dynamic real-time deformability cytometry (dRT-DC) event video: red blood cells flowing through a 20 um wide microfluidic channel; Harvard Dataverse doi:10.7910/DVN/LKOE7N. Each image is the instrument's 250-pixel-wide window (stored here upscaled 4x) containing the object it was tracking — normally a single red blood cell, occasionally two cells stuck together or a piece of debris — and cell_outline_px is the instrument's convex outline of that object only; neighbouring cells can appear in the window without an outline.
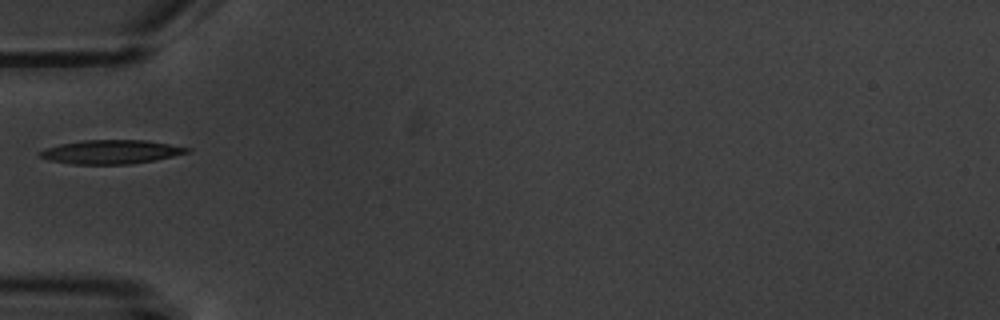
{"species": "common noctule bat (a hibernating species)", "species_latin": "Nyctalus noctula", "temperature_condition": "warm", "stored_images_in_passage": 8, "camera_frame_rate_fps": 3000, "um_per_image_px": 0.085, "animal": {"sex": "male", "body_mass_g": 20.1, "forearm_length_mm": 53.5}, "frame": {"image": 1, "passage_image": 6, "time_ms": 7.0, "image_size_px": [1000, 320], "cell_outline_px": [[192, 148], [188, 152], [156, 160], [132, 164], [72, 164], [48, 160], [40, 156], [36, 152], [60, 144], [84, 140], [144, 140]], "centroid_in_image_um": [9.42, 12.91], "position_along_channel_um": 75.6, "area_um2": 20.35}}
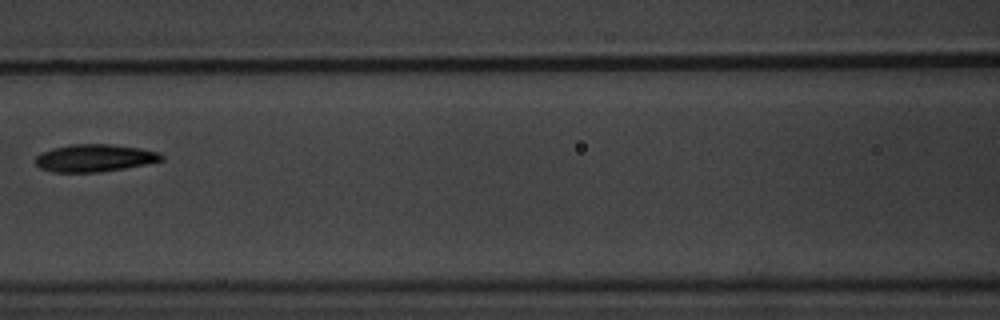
{"frame": {"image": 2, "passage_image": 8, "time_ms": 9.333, "image_size_px": [1000, 320], "cell_outline_px": [[164, 160], [124, 168], [96, 172], [52, 172], [40, 168], [36, 164], [36, 156], [40, 152], [52, 148], [68, 144], [108, 144], [140, 148], [160, 152], [164, 156]], "centroid_in_image_um": [8.02, 13.42], "position_along_channel_um": 158.6, "area_um2": 20.17}}